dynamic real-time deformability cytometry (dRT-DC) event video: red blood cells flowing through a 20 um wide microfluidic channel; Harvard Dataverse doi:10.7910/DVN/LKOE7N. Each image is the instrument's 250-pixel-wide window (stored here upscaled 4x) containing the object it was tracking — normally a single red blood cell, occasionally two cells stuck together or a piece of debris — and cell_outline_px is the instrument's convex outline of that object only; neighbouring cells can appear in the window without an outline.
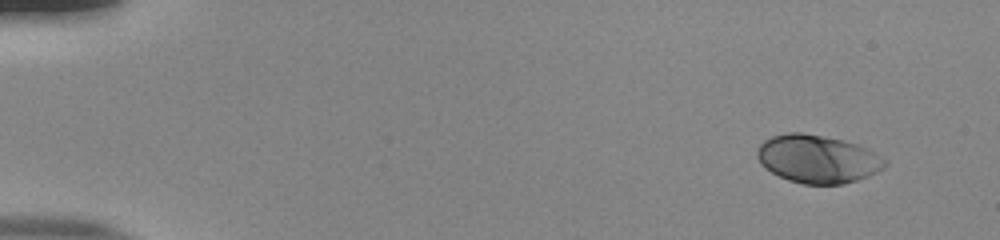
{"species": "human", "species_latin": "Homo sapiens", "temperature_condition": "room temperature", "stored_images_in_passage": 50, "camera_frame_rate_fps": 3000, "um_per_image_px": 0.085, "donor": {"sex": "male"}, "frame": {"image": 1, "passage_image": 1, "time_ms": 0.0, "image_size_px": [1000, 240], "cell_outline_px": [[888, 164], [884, 168], [868, 176], [844, 184], [804, 184], [788, 180], [764, 168], [760, 164], [756, 156], [756, 152], [760, 144], [764, 140], [772, 136], [788, 132], [800, 132], [844, 140], [856, 144], [888, 160]], "centroid_in_image_um": [69.47, 13.51], "position_along_channel_um": 15.5, "area_um2": 35.72}}
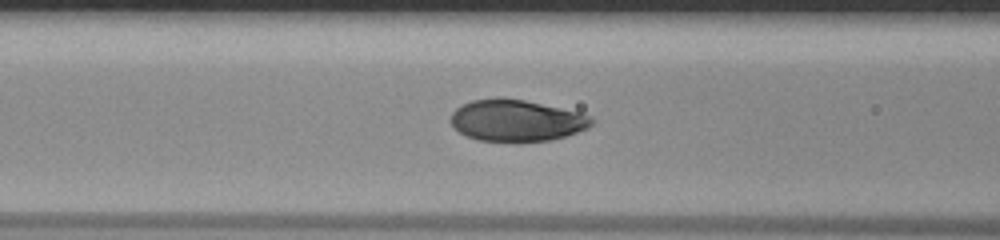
{"frame": {"image": 2, "passage_image": 20, "time_ms": 6.333, "image_size_px": [1000, 240], "cell_outline_px": [[592, 124], [588, 128], [564, 136], [548, 140], [516, 144], [476, 140], [460, 132], [452, 124], [452, 112], [456, 108], [472, 100], [500, 96], [504, 96], [524, 100], [580, 112], [588, 116], [592, 120]], "centroid_in_image_um": [43.87, 10.26], "position_along_channel_um": 122.7, "area_um2": 34.62}}
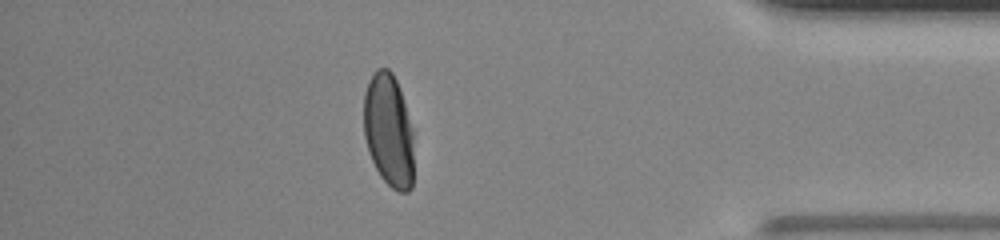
{"frame": {"image": 3, "passage_image": 44, "time_ms": 14.333, "image_size_px": [1000, 240], "cell_outline_px": [[412, 188], [408, 192], [400, 192], [392, 188], [380, 176], [368, 152], [364, 136], [364, 92], [376, 68], [388, 68], [392, 72], [396, 80], [412, 128]], "centroid_in_image_um": [33.01, 11.1], "position_along_channel_um": 402.2, "area_um2": 32.66}, "authors_computed_cell_mechanics": {"area_um2": 34.8823, "velocity_mm_per_s": 3.8743, "shape_relaxation_time_tau1_ms": 3.6757, "shape_relaxation_time_tau2_ms": null, "deformation_change_tau1": 0.1928, "deformation_change_tau2": null}}